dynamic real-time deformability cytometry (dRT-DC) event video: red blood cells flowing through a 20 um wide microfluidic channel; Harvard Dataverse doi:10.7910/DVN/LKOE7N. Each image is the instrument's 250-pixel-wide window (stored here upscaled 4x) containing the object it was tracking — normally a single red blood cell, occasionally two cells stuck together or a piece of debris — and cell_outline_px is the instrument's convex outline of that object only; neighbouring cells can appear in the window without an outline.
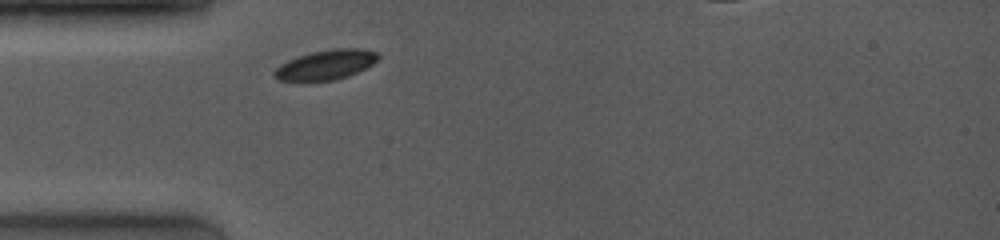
{"species": "common noctule bat (a hibernating species)", "species_latin": "Nyctalus noctula", "temperature_condition": "room temperature", "stored_images_in_passage": 18, "camera_frame_rate_fps": 4000, "um_per_image_px": 0.085, "animal": {"sex": "female", "body_mass_g": 19.0, "forearm_length_mm": 53.3}, "frame": {"image": 1, "passage_image": 1, "time_ms": 0.0, "image_size_px": [1000, 240], "cell_outline_px": [[380, 56], [372, 64], [348, 76], [332, 80], [304, 84], [276, 80], [272, 76], [272, 72], [280, 64], [288, 60], [312, 52], [332, 48], [360, 48], [376, 52]], "centroid_in_image_um": [27.59, 5.55], "position_along_channel_um": 57.4, "area_um2": 18.55}}
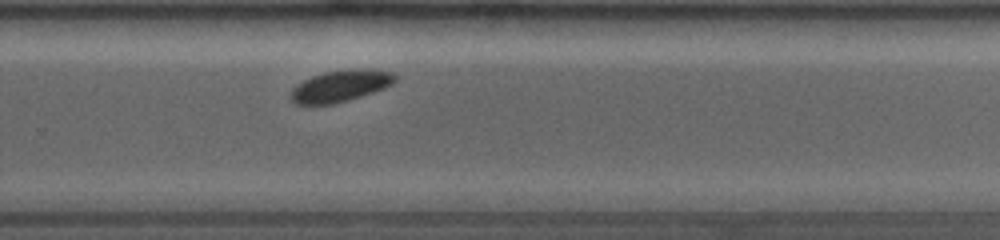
{"frame": {"image": 2, "passage_image": 12, "time_ms": 6.25, "image_size_px": [1000, 240], "cell_outline_px": [[396, 80], [392, 84], [384, 88], [348, 100], [332, 104], [296, 104], [292, 100], [292, 88], [296, 84], [312, 76], [324, 72], [364, 68], [392, 72], [396, 76]], "centroid_in_image_um": [28.95, 7.3], "position_along_channel_um": 300.9, "area_um2": 18.9}}
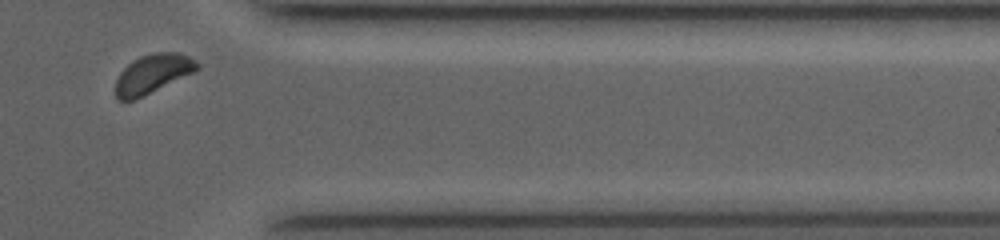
{"frame": {"image": 3, "passage_image": 17, "time_ms": 8.75, "image_size_px": [1000, 240], "cell_outline_px": [[200, 68], [144, 96], [132, 100], [120, 100], [116, 96], [116, 80], [120, 72], [132, 60], [140, 56], [156, 52], [176, 52], [188, 56], [196, 60], [200, 64]], "centroid_in_image_um": [12.97, 6.26], "position_along_channel_um": 398.4, "area_um2": 18.32}, "authors_computed_cell_mechanics": {"area_um2": 19.1318, "velocity_mm_per_s": 3.9713, "shape_relaxation_time_tau1_ms": 1.2428, "shape_relaxation_time_tau2_ms": null, "deformation_change_tau1": 0.0473, "deformation_change_tau2": null}}